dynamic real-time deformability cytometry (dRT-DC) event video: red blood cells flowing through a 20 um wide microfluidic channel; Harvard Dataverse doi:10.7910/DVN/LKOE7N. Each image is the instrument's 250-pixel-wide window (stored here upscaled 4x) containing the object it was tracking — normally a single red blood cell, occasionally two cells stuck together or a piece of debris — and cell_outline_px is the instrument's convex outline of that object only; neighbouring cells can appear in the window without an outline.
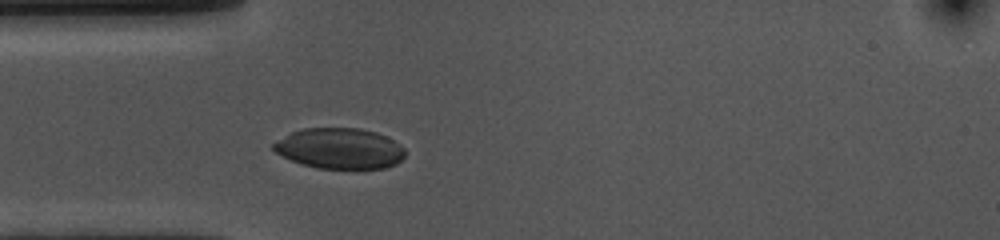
{"species": "common noctule bat (a hibernating species)", "species_latin": "Nyctalus noctula", "temperature_condition": "cold", "stored_images_in_passage": 30, "camera_frame_rate_fps": 3000, "um_per_image_px": 0.085, "animal": {"sex": "female", "body_mass_g": 10.0, "forearm_length_mm": 53.1}, "frame": {"image": 1, "passage_image": 1, "time_ms": 0.0, "image_size_px": [1000, 240], "cell_outline_px": [[404, 156], [396, 164], [384, 168], [320, 168], [300, 164], [276, 152], [272, 148], [272, 144], [292, 132], [304, 128], [360, 128], [376, 132], [400, 144], [404, 148]], "centroid_in_image_um": [28.88, 12.61], "position_along_channel_um": 56.1, "area_um2": 30.87}}
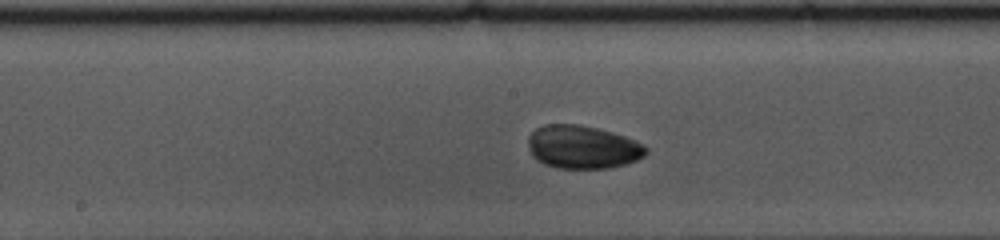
{"frame": {"image": 2, "passage_image": 13, "time_ms": 4.0, "image_size_px": [1000, 240], "cell_outline_px": [[648, 152], [644, 156], [636, 160], [624, 164], [608, 168], [556, 168], [544, 164], [536, 160], [532, 156], [528, 144], [528, 136], [536, 128], [544, 124], [576, 124], [596, 128], [612, 132], [624, 136], [644, 144], [648, 148]], "centroid_in_image_um": [49.51, 12.5], "position_along_channel_um": 198.7, "area_um2": 29.71}}
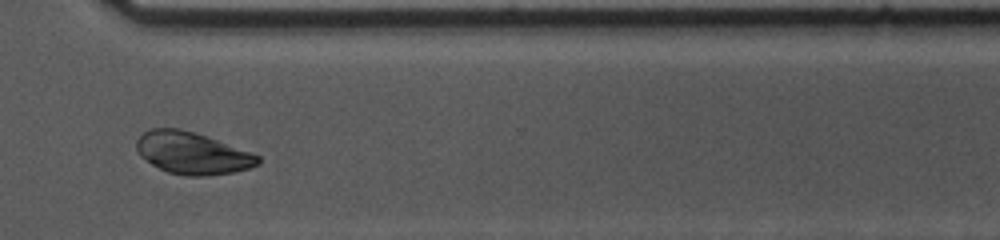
{"frame": {"image": 3, "passage_image": 26, "time_ms": 8.333, "image_size_px": [1000, 240], "cell_outline_px": [[260, 164], [248, 168], [232, 172], [204, 176], [188, 176], [168, 172], [152, 164], [140, 156], [136, 148], [136, 140], [148, 128], [180, 128], [208, 136], [260, 156]], "centroid_in_image_um": [16.32, 13.0], "position_along_channel_um": 354.3, "area_um2": 29.65}, "authors_computed_cell_mechanics": {"area_um2": 29.7381, "velocity_mm_per_s": 3.5921, "shape_relaxation_time_tau1_ms": 2.6516, "shape_relaxation_time_tau2_ms": 2.13, "deformation_change_tau1": 0.0699, "deformation_change_tau2": 0.0519}}